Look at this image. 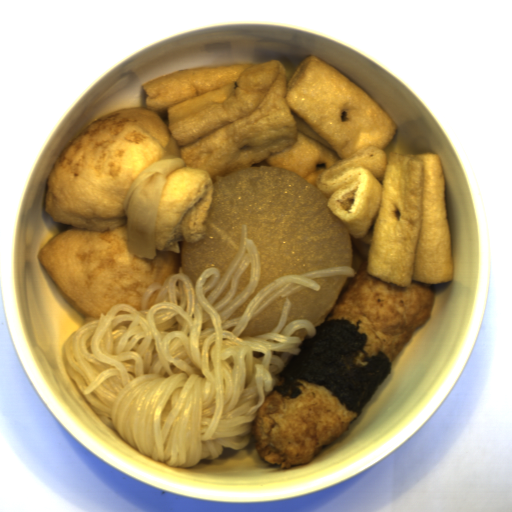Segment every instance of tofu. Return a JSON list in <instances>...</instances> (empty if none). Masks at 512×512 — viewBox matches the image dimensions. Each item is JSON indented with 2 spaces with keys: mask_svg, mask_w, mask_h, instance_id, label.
<instances>
[{
  "mask_svg": "<svg viewBox=\"0 0 512 512\" xmlns=\"http://www.w3.org/2000/svg\"><path fill=\"white\" fill-rule=\"evenodd\" d=\"M349 277L343 274L314 279L320 286L318 291L306 287L289 295L291 303L286 323L303 318L316 328L327 322Z\"/></svg>",
  "mask_w": 512,
  "mask_h": 512,
  "instance_id": "obj_2",
  "label": "tofu"
},
{
  "mask_svg": "<svg viewBox=\"0 0 512 512\" xmlns=\"http://www.w3.org/2000/svg\"><path fill=\"white\" fill-rule=\"evenodd\" d=\"M307 332L304 330V328H300L299 330H297L292 336H295V337H299V338H302L299 346L301 345L302 341L304 340V338L307 336Z\"/></svg>",
  "mask_w": 512,
  "mask_h": 512,
  "instance_id": "obj_3",
  "label": "tofu"
},
{
  "mask_svg": "<svg viewBox=\"0 0 512 512\" xmlns=\"http://www.w3.org/2000/svg\"><path fill=\"white\" fill-rule=\"evenodd\" d=\"M184 166L211 180L252 167L299 173L349 231L352 265L400 287L451 282L440 157L383 149L397 126L358 83L315 55L188 68L145 82Z\"/></svg>",
  "mask_w": 512,
  "mask_h": 512,
  "instance_id": "obj_1",
  "label": "tofu"
}]
</instances>
